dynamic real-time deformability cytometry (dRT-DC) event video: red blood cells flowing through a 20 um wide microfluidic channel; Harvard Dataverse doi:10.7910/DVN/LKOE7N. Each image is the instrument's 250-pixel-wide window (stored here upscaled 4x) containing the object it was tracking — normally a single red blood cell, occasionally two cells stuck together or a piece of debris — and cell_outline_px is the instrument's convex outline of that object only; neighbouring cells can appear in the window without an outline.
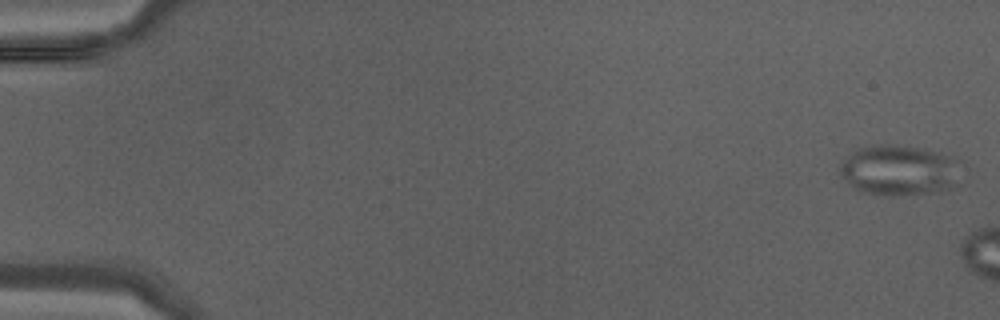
{"species": "Egyptian fruit bat (a non-hibernating species)", "species_latin": "Rousettus aegyptiacus", "temperature_condition": "warm", "stored_images_in_passage": 6, "camera_frame_rate_fps": 3000, "um_per_image_px": 0.085, "animal": {"sex": "male"}, "frame": {"image": 1, "passage_image": 2, "time_ms": 0.333, "image_size_px": [1000, 320], "cell_outline_px": [[964, 160], [952, 188], [944, 192], [896, 196], [892, 196], [860, 192], [848, 184], [840, 176], [840, 164], [856, 148], [876, 144], [892, 144], [924, 148], [956, 156]], "centroid_in_image_um": [76.49, 14.47], "position_along_channel_um": 8.5, "area_um2": 36.76}}